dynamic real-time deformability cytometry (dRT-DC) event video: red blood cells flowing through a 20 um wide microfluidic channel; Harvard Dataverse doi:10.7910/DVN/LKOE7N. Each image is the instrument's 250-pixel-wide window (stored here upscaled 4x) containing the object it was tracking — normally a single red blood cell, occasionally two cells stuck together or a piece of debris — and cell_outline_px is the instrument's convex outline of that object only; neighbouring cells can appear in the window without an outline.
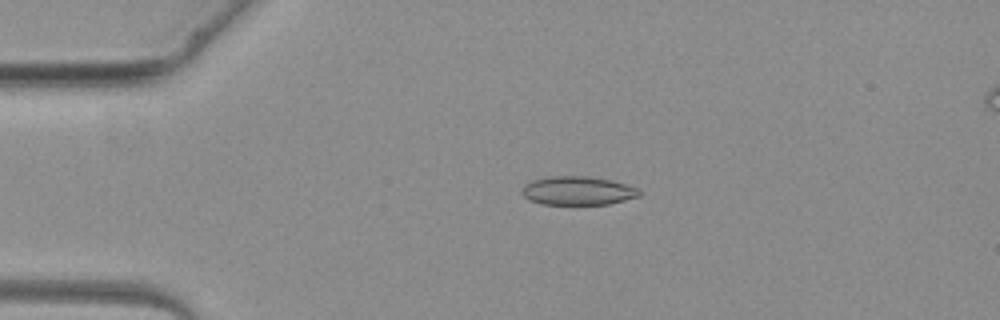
{"species": "common noctule bat (a hibernating species)", "species_latin": "Nyctalus noctula", "temperature_condition": "warm", "stored_images_in_passage": 4, "camera_frame_rate_fps": 3000, "um_per_image_px": 0.085, "animal": {"sex": "female", "body_mass_g": 19.3, "forearm_length_mm": 54.1}, "frame": {"image": 1, "passage_image": 3, "time_ms": 2.667, "image_size_px": [1000, 320], "cell_outline_px": [[644, 192], [640, 196], [608, 204], [540, 204], [528, 200], [520, 192], [520, 188], [524, 184], [532, 180], [548, 176], [588, 176], [612, 180], [636, 188]], "centroid_in_image_um": [49.06, 16.21], "position_along_channel_um": 35.9, "area_um2": 19.83}}